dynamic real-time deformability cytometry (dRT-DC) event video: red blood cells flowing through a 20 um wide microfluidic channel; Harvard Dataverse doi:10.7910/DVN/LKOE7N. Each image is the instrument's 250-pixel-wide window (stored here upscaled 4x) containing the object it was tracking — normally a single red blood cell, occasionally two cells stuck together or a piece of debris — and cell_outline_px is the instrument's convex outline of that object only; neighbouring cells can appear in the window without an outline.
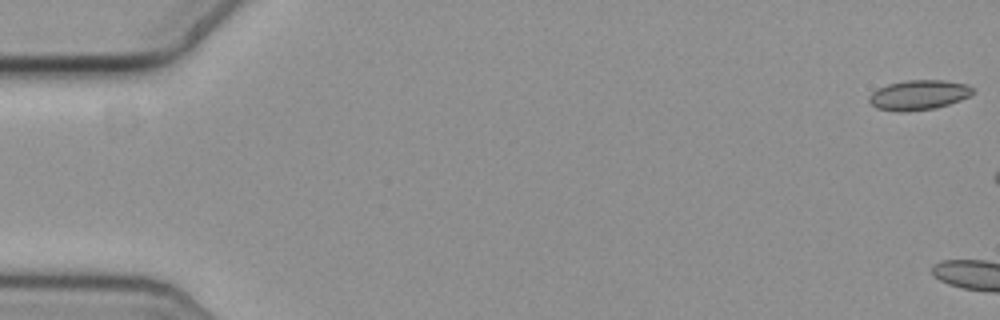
{"species": "common noctule bat (a hibernating species)", "species_latin": "Nyctalus noctula", "temperature_condition": "cold", "stored_images_in_passage": 5, "camera_frame_rate_fps": 3000, "um_per_image_px": 0.085, "animal": {"sex": "female", "body_mass_g": 19.3, "forearm_length_mm": 54.1}, "frame": {"image": 1, "passage_image": 1, "time_ms": 0.0, "image_size_px": [1000, 320], "cell_outline_px": [[976, 92], [960, 100], [936, 108], [908, 112], [900, 112], [876, 108], [868, 100], [868, 96], [876, 88], [888, 84], [904, 80], [944, 80], [968, 84], [976, 88]], "centroid_in_image_um": [78.1, 8.06], "position_along_channel_um": 6.9, "area_um2": 18.38}}